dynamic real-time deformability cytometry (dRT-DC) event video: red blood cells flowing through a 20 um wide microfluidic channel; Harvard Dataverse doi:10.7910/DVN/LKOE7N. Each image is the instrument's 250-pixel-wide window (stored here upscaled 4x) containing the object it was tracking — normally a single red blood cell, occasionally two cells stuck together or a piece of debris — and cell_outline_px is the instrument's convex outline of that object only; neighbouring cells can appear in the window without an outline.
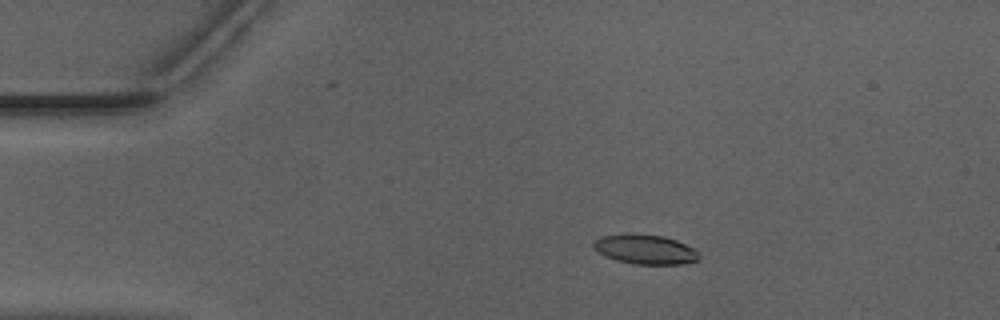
{"species": "Egyptian fruit bat (a non-hibernating species)", "species_latin": "Rousettus aegyptiacus", "temperature_condition": "warm", "stored_images_in_passage": 43, "camera_frame_rate_fps": 3000, "um_per_image_px": 0.085, "animal": {"sex": "male"}, "frame": {"image": 1, "passage_image": 1, "time_ms": 0.0, "image_size_px": [1000, 320], "cell_outline_px": [[700, 256], [696, 260], [680, 264], [632, 264], [616, 260], [604, 256], [592, 244], [596, 240], [604, 236], [664, 236], [676, 240], [692, 248]], "centroid_in_image_um": [54.87, 21.24], "position_along_channel_um": 30.1, "area_um2": 17.17}}
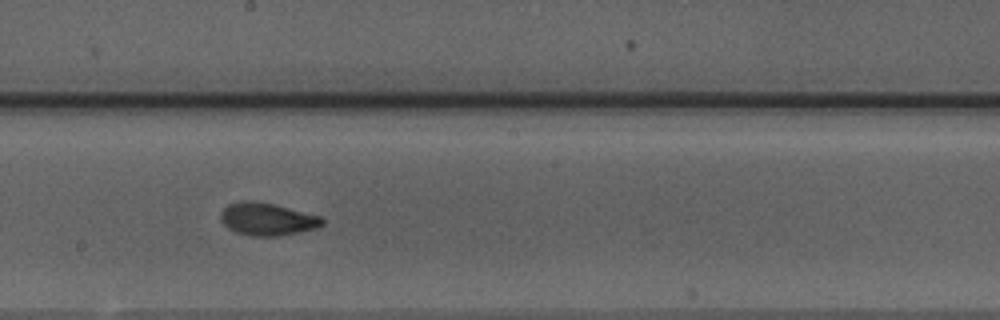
{"frame": {"image": 2, "passage_image": 20, "time_ms": 6.333, "image_size_px": [1000, 320], "cell_outline_px": [[324, 224], [316, 228], [300, 232], [276, 236], [252, 236], [236, 232], [228, 228], [220, 220], [220, 212], [228, 204], [240, 200], [252, 200], [272, 204], [320, 216], [324, 220]], "centroid_in_image_um": [22.68, 18.62], "position_along_channel_um": 225.5, "area_um2": 19.25}}
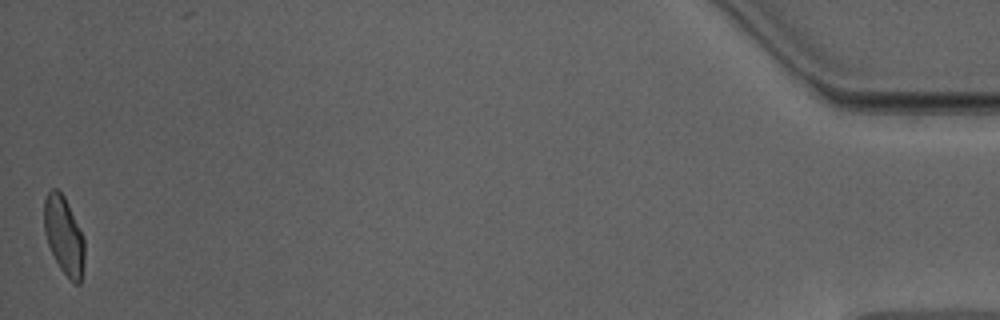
{"frame": {"image": 3, "passage_image": 43, "time_ms": 14.0, "image_size_px": [1000, 320], "cell_outline_px": [[84, 264], [80, 284], [76, 284], [60, 268], [48, 244], [44, 232], [44, 200], [48, 192], [52, 188], [56, 188], [64, 196], [84, 236]], "centroid_in_image_um": [5.44, 20.0], "position_along_channel_um": 429.8, "area_um2": 18.21}, "authors_computed_cell_mechanics": {"area_um2": 18.9006, "velocity_mm_per_s": 3.9609, "shape_relaxation_time_tau1_ms": 3.5388, "shape_relaxation_time_tau2_ms": 1.5585, "deformation_change_tau1": 0.1583, "deformation_change_tau2": 0.069}}